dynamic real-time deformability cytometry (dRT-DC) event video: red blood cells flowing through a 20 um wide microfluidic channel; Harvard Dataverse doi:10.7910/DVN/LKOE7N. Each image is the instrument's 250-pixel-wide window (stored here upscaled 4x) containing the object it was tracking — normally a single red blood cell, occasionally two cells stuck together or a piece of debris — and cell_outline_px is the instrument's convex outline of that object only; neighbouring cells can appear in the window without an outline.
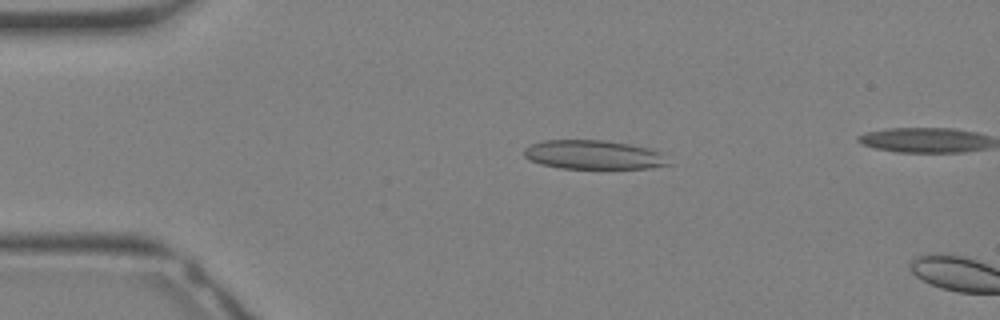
{"species": "Egyptian fruit bat (a non-hibernating species)", "species_latin": "Rousettus aegyptiacus", "temperature_condition": "warm", "stored_images_in_passage": 9, "camera_frame_rate_fps": 3000, "um_per_image_px": 0.085, "animal": {"sex": "female"}, "frame": {"image": 1, "passage_image": 7, "time_ms": 2.0, "image_size_px": [1000, 320], "cell_outline_px": [[672, 164], [648, 168], [560, 168], [540, 164], [528, 160], [524, 156], [524, 148], [532, 144], [544, 140], [608, 140], [648, 148], [656, 152]], "centroid_in_image_um": [50.37, 13.15], "position_along_channel_um": 34.6, "area_um2": 24.16}}